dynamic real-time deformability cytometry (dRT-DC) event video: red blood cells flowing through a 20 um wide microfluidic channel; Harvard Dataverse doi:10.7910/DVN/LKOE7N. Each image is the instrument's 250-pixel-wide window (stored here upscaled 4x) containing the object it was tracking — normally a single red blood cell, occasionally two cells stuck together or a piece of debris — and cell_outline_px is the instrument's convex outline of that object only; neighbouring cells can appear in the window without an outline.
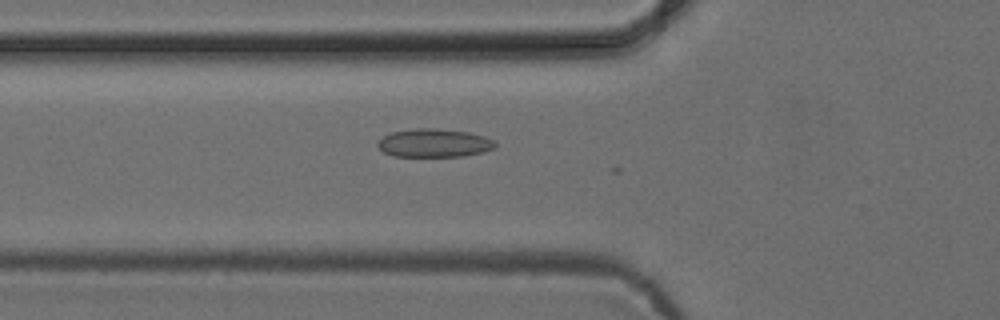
{"species": "common noctule bat (a hibernating species)", "species_latin": "Nyctalus noctula", "temperature_condition": "cold", "stored_images_in_passage": 44, "camera_frame_rate_fps": 3000, "um_per_image_px": 0.085, "animal": {"sex": "female", "body_mass_g": 24.6, "forearm_length_mm": 56.2}, "frame": {"image": 1, "passage_image": 19, "time_ms": 6.0, "image_size_px": [1000, 320], "cell_outline_px": [[496, 148], [484, 152], [464, 156], [392, 156], [384, 152], [376, 144], [384, 136], [392, 132], [416, 128], [432, 128], [468, 132], [484, 136], [496, 140]], "centroid_in_image_um": [36.95, 12.16], "position_along_channel_um": 88.9, "area_um2": 19.42}}
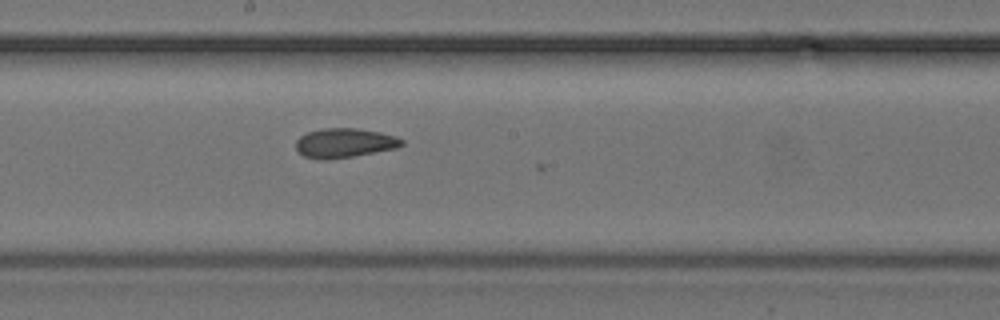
{"frame": {"image": 2, "passage_image": 29, "time_ms": 9.333, "image_size_px": [1000, 320], "cell_outline_px": [[404, 144], [396, 148], [352, 156], [304, 156], [296, 148], [296, 140], [300, 136], [308, 132], [320, 128], [356, 128], [380, 132], [396, 136], [404, 140]], "centroid_in_image_um": [29.34, 12.09], "position_along_channel_um": 218.9, "area_um2": 17.34}}
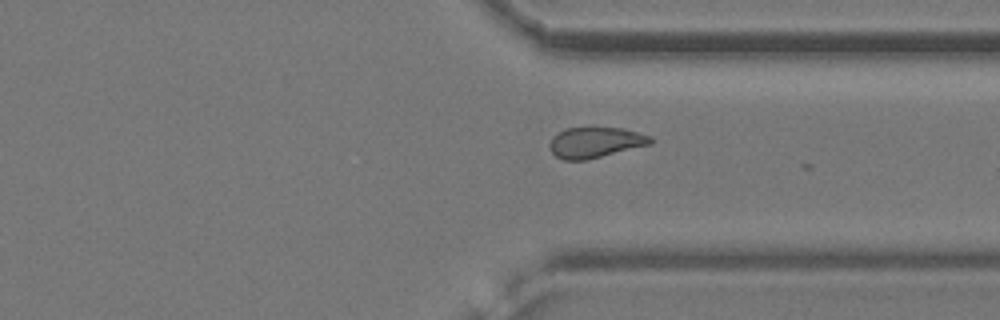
{"frame": {"image": 3, "passage_image": 40, "time_ms": 13.0, "image_size_px": [1000, 320], "cell_outline_px": [[652, 144], [588, 160], [564, 160], [556, 156], [552, 152], [548, 144], [552, 136], [564, 128], [624, 128], [652, 136]], "centroid_in_image_um": [50.6, 12.11], "position_along_channel_um": 360.8, "area_um2": 18.21}, "authors_computed_cell_mechanics": {"area_um2": 18.7272, "velocity_mm_per_s": 3.8848, "shape_relaxation_time_tau1_ms": null, "shape_relaxation_time_tau2_ms": 1.4769, "deformation_change_tau1": null, "deformation_change_tau2": 0.0648}}